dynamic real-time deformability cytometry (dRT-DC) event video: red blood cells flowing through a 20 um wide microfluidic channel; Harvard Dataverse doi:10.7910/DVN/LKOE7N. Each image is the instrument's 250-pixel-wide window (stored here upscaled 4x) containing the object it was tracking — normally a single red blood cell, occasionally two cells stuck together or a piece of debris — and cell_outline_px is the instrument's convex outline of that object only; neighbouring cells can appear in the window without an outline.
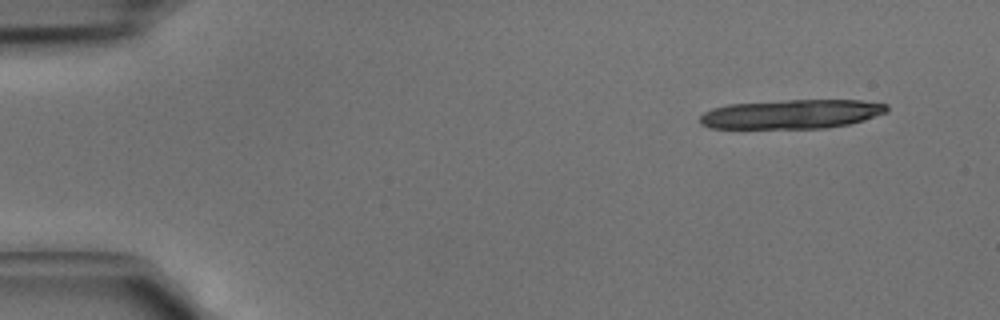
{"species": "common noctule bat (a hibernating species)", "species_latin": "Nyctalus noctula", "temperature_condition": "cold", "stored_images_in_passage": 4, "camera_frame_rate_fps": 3000, "um_per_image_px": 0.085, "animal": {"sex": "male", "body_mass_g": 15.6}, "frame": {"image": 1, "passage_image": 1, "time_ms": 0.0, "image_size_px": [1000, 320], "cell_outline_px": [[888, 112], [864, 120], [848, 124], [828, 128], [708, 128], [700, 124], [700, 116], [704, 112], [712, 108], [728, 104], [788, 100], [860, 100], [888, 104]], "centroid_in_image_um": [67.29, 9.7], "position_along_channel_um": 17.7, "area_um2": 31.91}}
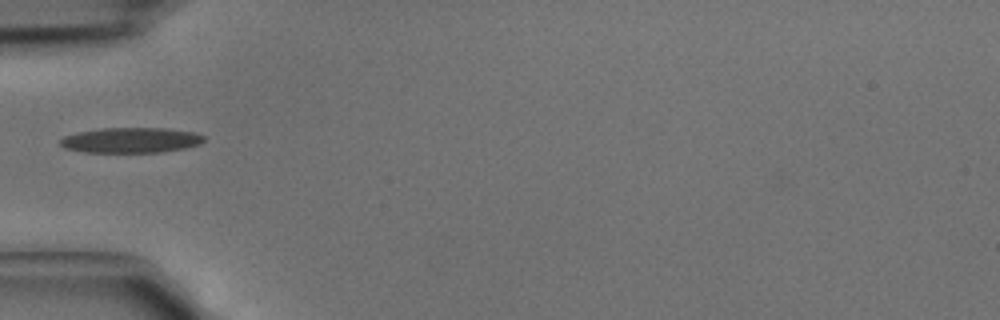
{"frame": {"image": 2, "passage_image": 4, "time_ms": 1.0, "image_size_px": [1000, 320], "cell_outline_px": [[204, 140], [200, 144], [184, 148], [160, 152], [84, 152], [64, 148], [60, 144], [60, 140], [64, 136], [80, 132], [100, 128], [164, 128], [196, 132], [204, 136]], "centroid_in_image_um": [11.14, 11.91], "position_along_channel_um": 73.9, "area_um2": 21.1}}